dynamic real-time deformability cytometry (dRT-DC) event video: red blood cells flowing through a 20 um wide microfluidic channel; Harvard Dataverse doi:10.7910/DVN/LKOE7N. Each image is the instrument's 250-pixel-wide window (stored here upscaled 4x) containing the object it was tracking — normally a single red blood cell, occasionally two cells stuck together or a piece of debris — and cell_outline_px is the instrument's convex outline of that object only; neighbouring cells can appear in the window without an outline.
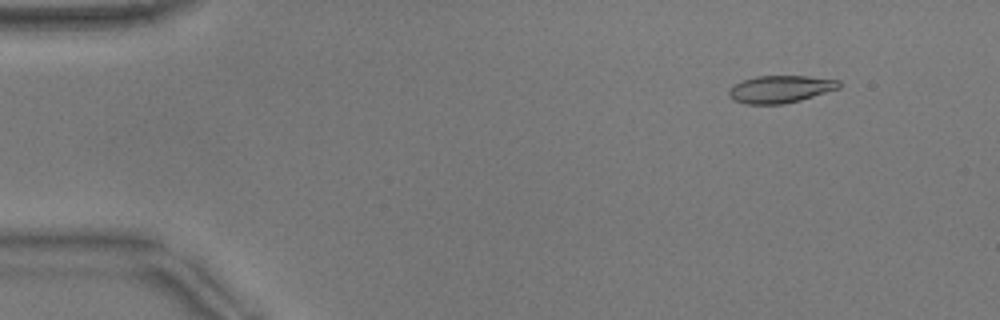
{"species": "common noctule bat (a hibernating species)", "species_latin": "Nyctalus noctula", "temperature_condition": "warm", "stored_images_in_passage": 53, "camera_frame_rate_fps": 3000, "um_per_image_px": 0.085, "animal": {"sex": "male", "body_mass_g": 17.9}, "frame": {"image": 1, "passage_image": 6, "time_ms": 1.667, "image_size_px": [1000, 320], "cell_outline_px": [[840, 88], [800, 100], [784, 104], [744, 104], [732, 100], [728, 96], [728, 88], [744, 80], [756, 76], [808, 76], [840, 80]], "centroid_in_image_um": [66.31, 7.58], "position_along_channel_um": 18.7, "area_um2": 17.63}}
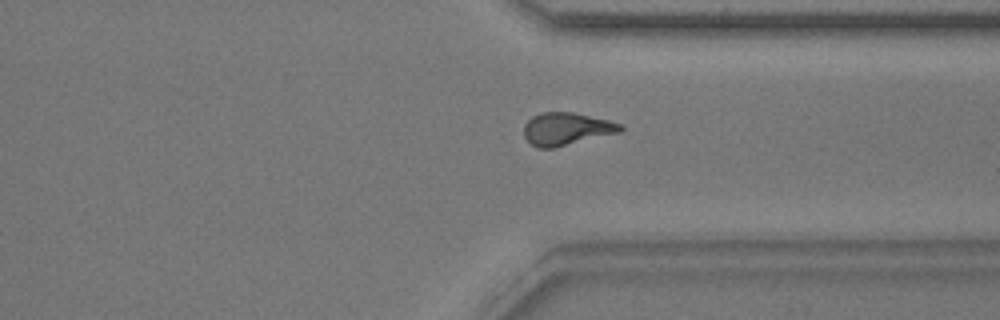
{"frame": {"image": 2, "passage_image": 40, "time_ms": 13.0, "image_size_px": [1000, 320], "cell_outline_px": [[624, 128], [620, 132], [552, 148], [536, 148], [524, 136], [524, 124], [532, 116], [540, 112], [572, 112], [608, 120], [620, 124]], "centroid_in_image_um": [48.12, 10.95], "position_along_channel_um": 363.3, "area_um2": 18.15}}
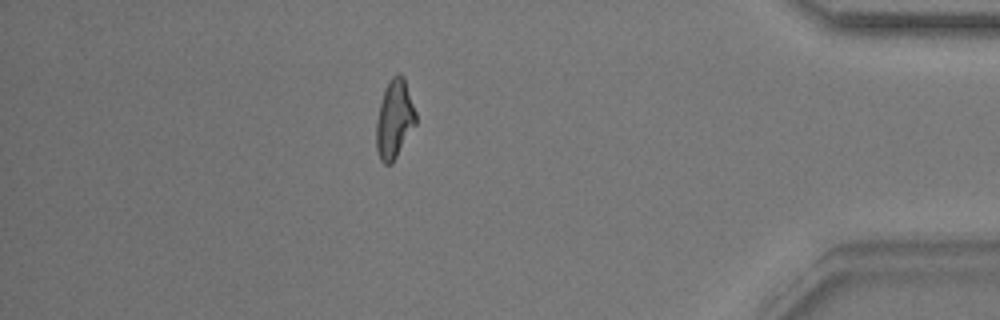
{"frame": {"image": 3, "passage_image": 46, "time_ms": 15.0, "image_size_px": [1000, 320], "cell_outline_px": [[416, 124], [392, 164], [384, 164], [380, 160], [376, 148], [376, 120], [380, 104], [388, 80], [396, 72], [400, 72], [404, 76], [416, 112]], "centroid_in_image_um": [33.53, 10.11], "position_along_channel_um": 401.7, "area_um2": 18.26}, "authors_computed_cell_mechanics": {"area_um2": 17.6868, "velocity_mm_per_s": 3.8707, "shape_relaxation_time_tau1_ms": null, "shape_relaxation_time_tau2_ms": 2.4002, "deformation_change_tau1": null, "deformation_change_tau2": 0.0929}}